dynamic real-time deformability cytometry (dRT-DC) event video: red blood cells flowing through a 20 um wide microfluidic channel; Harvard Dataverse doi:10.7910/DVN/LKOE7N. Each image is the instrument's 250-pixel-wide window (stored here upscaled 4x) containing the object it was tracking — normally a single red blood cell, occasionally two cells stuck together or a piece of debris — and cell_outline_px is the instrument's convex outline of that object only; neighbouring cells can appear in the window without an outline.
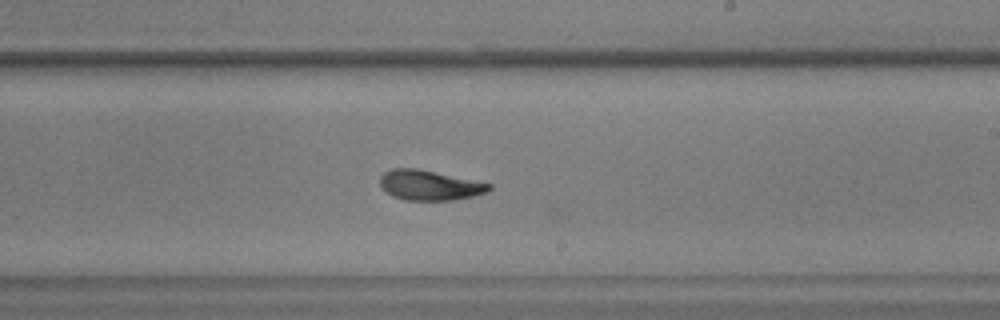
{"species": "common noctule bat (a hibernating species)", "species_latin": "Nyctalus noctula", "temperature_condition": "warm", "stored_images_in_passage": 17, "camera_frame_rate_fps": 3000, "um_per_image_px": 0.085, "animal": {"sex": "male", "body_mass_g": 17.9, "forearm_length_mm": 54.2}, "frame": {"image": 1, "passage_image": 15, "time_ms": 4.667, "image_size_px": [1000, 320], "cell_outline_px": [[492, 188], [488, 192], [456, 200], [404, 200], [392, 196], [380, 184], [380, 176], [384, 172], [392, 168], [416, 168], [492, 184]], "centroid_in_image_um": [36.51, 15.75], "position_along_channel_um": 252.5, "area_um2": 18.96}}